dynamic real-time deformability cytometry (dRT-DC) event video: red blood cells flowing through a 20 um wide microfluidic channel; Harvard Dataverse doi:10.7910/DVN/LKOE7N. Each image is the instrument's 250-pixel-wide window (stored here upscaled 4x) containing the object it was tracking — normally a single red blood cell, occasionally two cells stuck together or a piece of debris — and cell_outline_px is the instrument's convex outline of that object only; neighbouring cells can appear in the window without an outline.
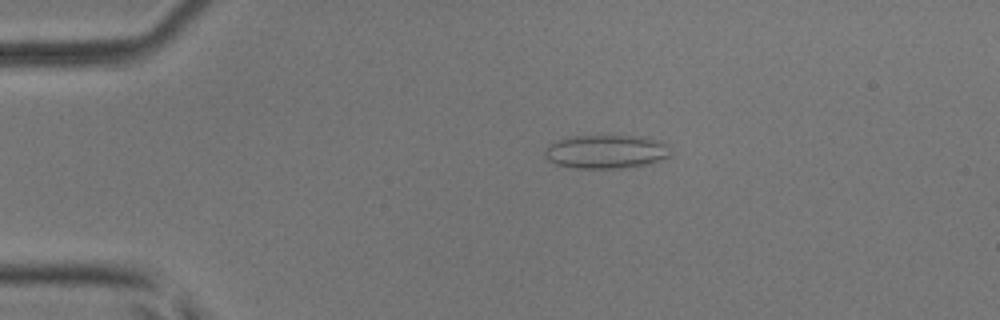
{"species": "common noctule bat (a hibernating species)", "species_latin": "Nyctalus noctula", "temperature_condition": "room temperature", "stored_images_in_passage": 5, "camera_frame_rate_fps": 3000, "um_per_image_px": 0.085, "animal": {"sex": "male", "body_mass_g": 17.9, "forearm_length_mm": 54.2}, "frame": {"image": 1, "passage_image": 3, "time_ms": 0.667, "image_size_px": [1000, 320], "cell_outline_px": [[672, 156], [648, 164], [620, 168], [572, 168], [556, 164], [548, 160], [544, 156], [544, 148], [548, 144], [556, 140], [568, 136], [644, 136], [668, 144]], "centroid_in_image_um": [51.5, 12.89], "position_along_channel_um": 33.5, "area_um2": 25.03}}